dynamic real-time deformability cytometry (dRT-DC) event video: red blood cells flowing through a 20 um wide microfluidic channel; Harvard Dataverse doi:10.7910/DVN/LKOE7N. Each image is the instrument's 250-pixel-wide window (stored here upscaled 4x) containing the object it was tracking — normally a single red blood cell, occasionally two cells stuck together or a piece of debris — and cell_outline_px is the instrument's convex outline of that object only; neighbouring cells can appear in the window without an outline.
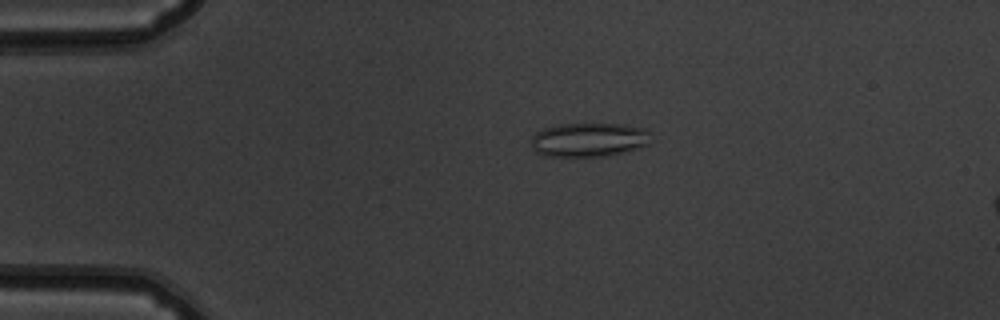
{"species": "common noctule bat (a hibernating species)", "species_latin": "Nyctalus noctula", "temperature_condition": "warm", "stored_images_in_passage": 53, "camera_frame_rate_fps": 3000, "um_per_image_px": 0.085, "animal": {"sex": "male", "body_mass_g": 19.5, "forearm_length_mm": 54.6}, "frame": {"image": 1, "passage_image": 12, "time_ms": 3.667, "image_size_px": [1000, 320], "cell_outline_px": [[648, 144], [640, 148], [624, 152], [604, 156], [544, 156], [536, 152], [532, 148], [532, 136], [536, 132], [544, 128], [560, 124], [624, 124], [644, 128], [648, 132]], "centroid_in_image_um": [50.03, 11.88], "position_along_channel_um": 35.0, "area_um2": 23.64}}
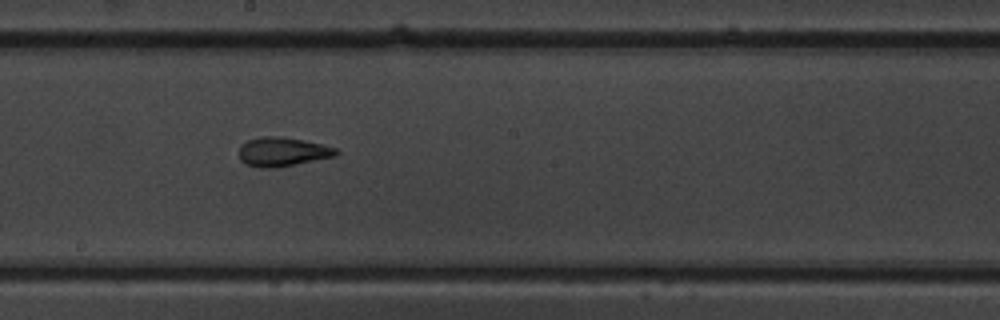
{"frame": {"image": 2, "passage_image": 30, "time_ms": 9.667, "image_size_px": [1000, 320], "cell_outline_px": [[340, 152], [336, 156], [276, 168], [260, 168], [244, 164], [240, 160], [240, 144], [248, 140], [264, 136], [284, 136], [304, 140], [336, 148]], "centroid_in_image_um": [24.0, 12.9], "position_along_channel_um": 224.2, "area_um2": 16.59}}
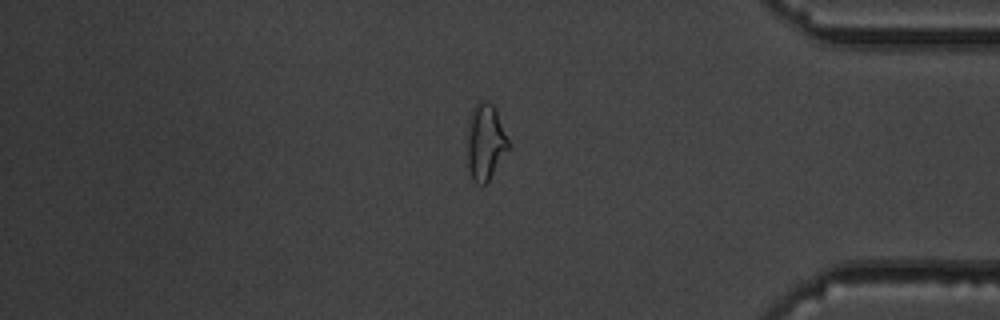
{"frame": {"image": 3, "passage_image": 45, "time_ms": 14.667, "image_size_px": [1000, 320], "cell_outline_px": [[508, 148], [488, 180], [484, 184], [476, 184], [472, 180], [468, 168], [468, 124], [472, 108], [476, 100], [488, 100], [496, 108], [508, 140]], "centroid_in_image_um": [41.23, 12.01], "position_along_channel_um": 394.0, "area_um2": 18.09}, "authors_computed_cell_mechanics": {"area_um2": 17.6868, "velocity_mm_per_s": 3.8791, "shape_relaxation_time_tau1_ms": null, "shape_relaxation_time_tau2_ms": 2.7404, "deformation_change_tau1": null, "deformation_change_tau2": 0.11}}